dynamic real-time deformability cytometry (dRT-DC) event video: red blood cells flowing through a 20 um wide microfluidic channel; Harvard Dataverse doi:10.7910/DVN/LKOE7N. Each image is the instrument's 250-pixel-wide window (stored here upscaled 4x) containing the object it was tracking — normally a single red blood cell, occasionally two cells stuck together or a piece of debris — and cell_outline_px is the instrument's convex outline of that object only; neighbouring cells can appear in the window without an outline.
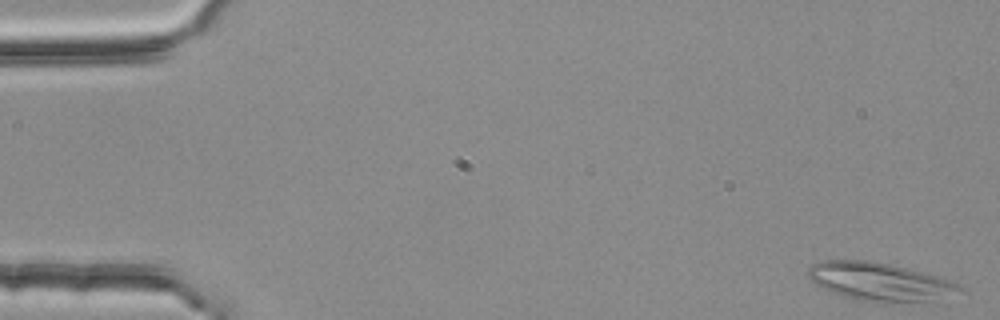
{"species": "common noctule bat (a hibernating species)", "species_latin": "Nyctalus noctula", "temperature_condition": "room temperature", "stored_images_in_passage": 53, "camera_frame_rate_fps": 3000, "um_per_image_px": 0.085, "animal": {"sex": "female", "body_mass_g": 25.1}, "frame": {"image": 1, "passage_image": 1, "time_ms": 0.0, "image_size_px": [1000, 320], "cell_outline_px": [[964, 292], [940, 304], [876, 304], [856, 300], [832, 292], [816, 284], [808, 276], [808, 268], [812, 264], [820, 260], [868, 260], [888, 264], [936, 276], [960, 284], [964, 288]], "centroid_in_image_um": [74.96, 24.04], "position_along_channel_um": 10.0, "area_um2": 35.37}}
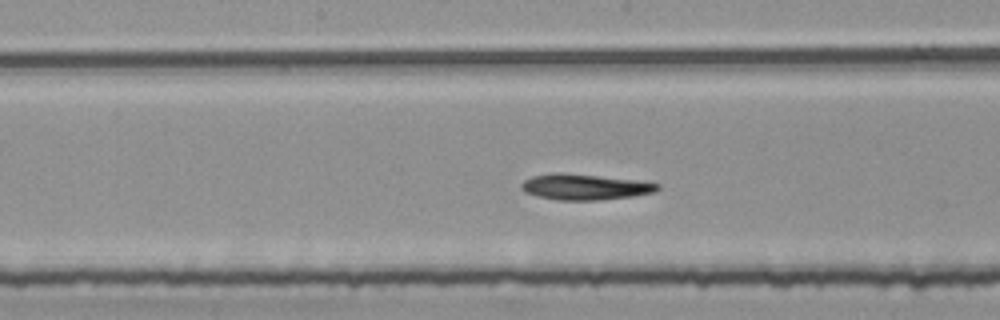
{"frame": {"image": 2, "passage_image": 28, "time_ms": 9.0, "image_size_px": [1000, 320], "cell_outline_px": [[660, 188], [656, 192], [632, 196], [600, 200], [560, 200], [536, 196], [524, 192], [520, 188], [520, 184], [524, 180], [532, 176], [552, 172], [560, 172], [636, 180], [660, 184]], "centroid_in_image_um": [49.67, 15.88], "position_along_channel_um": 198.5, "area_um2": 20.52}}
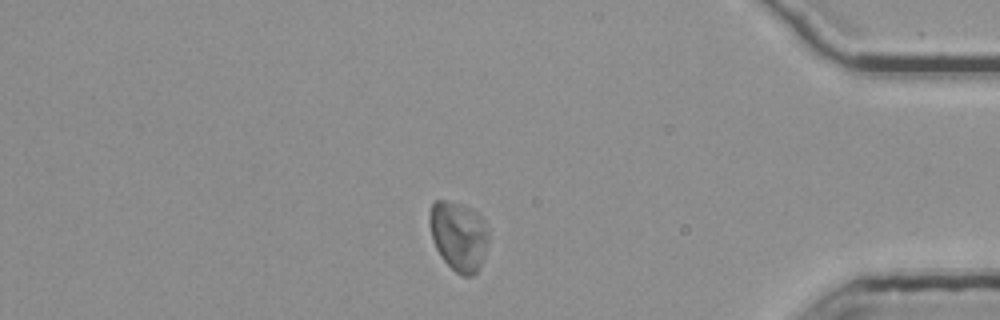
{"frame": {"image": 3, "passage_image": 47, "time_ms": 15.333, "image_size_px": [1000, 320], "cell_outline_px": [[488, 244], [480, 268], [472, 276], [460, 276], [440, 256], [432, 240], [428, 220], [428, 216], [432, 204], [436, 200], [444, 200], [460, 204], [476, 212], [480, 216], [488, 232]], "centroid_in_image_um": [38.96, 20.08], "position_along_channel_um": 396.2, "area_um2": 23.87}}